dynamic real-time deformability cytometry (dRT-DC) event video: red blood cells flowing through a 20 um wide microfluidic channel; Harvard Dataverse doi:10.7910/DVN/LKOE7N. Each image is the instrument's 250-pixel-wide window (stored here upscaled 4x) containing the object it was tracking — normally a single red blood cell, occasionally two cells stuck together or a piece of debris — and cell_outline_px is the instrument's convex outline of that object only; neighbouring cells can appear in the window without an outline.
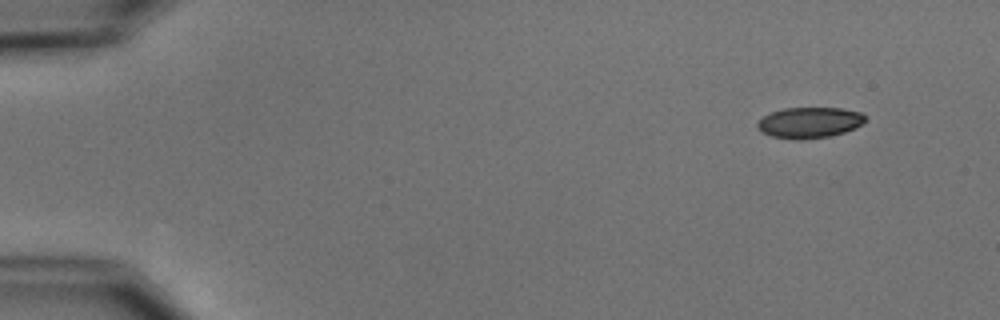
{"species": "common noctule bat (a hibernating species)", "species_latin": "Nyctalus noctula", "temperature_condition": "cold", "stored_images_in_passage": 5, "camera_frame_rate_fps": 3000, "um_per_image_px": 0.085, "animal": {"sex": "male", "body_mass_g": 15.6}, "frame": {"image": 1, "passage_image": 5, "time_ms": 4.667, "image_size_px": [1000, 320], "cell_outline_px": [[864, 120], [860, 124], [844, 132], [828, 136], [796, 140], [772, 136], [764, 132], [756, 124], [764, 116], [772, 112], [784, 108], [840, 108], [860, 112], [864, 116]], "centroid_in_image_um": [68.78, 10.41], "position_along_channel_um": 16.2, "area_um2": 18.84}}